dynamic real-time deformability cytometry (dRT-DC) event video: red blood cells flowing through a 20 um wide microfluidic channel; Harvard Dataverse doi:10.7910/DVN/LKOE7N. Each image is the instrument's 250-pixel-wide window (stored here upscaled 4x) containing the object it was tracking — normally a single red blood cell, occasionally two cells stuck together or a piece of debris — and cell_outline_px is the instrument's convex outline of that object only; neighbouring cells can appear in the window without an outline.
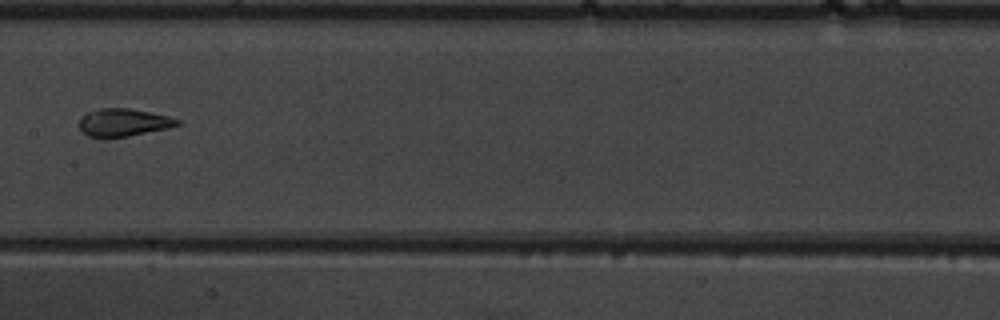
{"species": "common noctule bat (a hibernating species)", "species_latin": "Nyctalus noctula", "temperature_condition": "warm", "stored_images_in_passage": 8, "segment_of_instrument_passage": [2, 2], "camera_frame_rate_fps": 3000, "um_per_image_px": 0.085, "animal": {"sex": "male", "body_mass_g": 19.5, "forearm_length_mm": 54.6}, "frame": {"image": 1, "passage_image": 7, "time_ms": 8.0, "image_size_px": [1000, 320], "cell_outline_px": [[180, 124], [168, 128], [128, 136], [88, 136], [80, 128], [80, 116], [88, 112], [100, 108], [128, 108], [172, 116], [180, 120]], "centroid_in_image_um": [10.53, 10.38], "position_along_channel_um": 196.9, "area_um2": 15.61}}
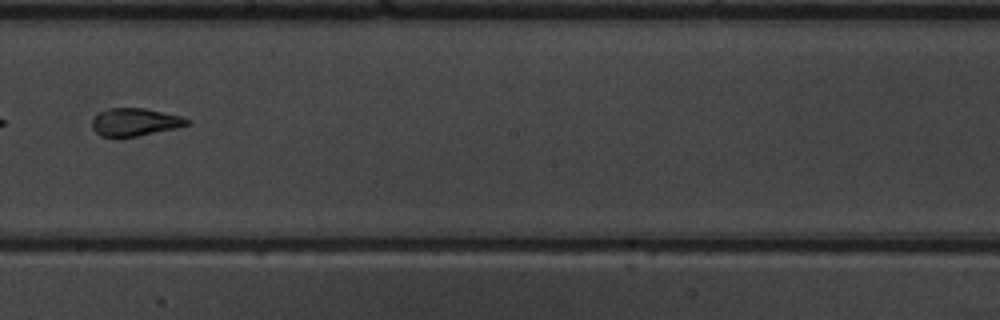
{"frame": {"image": 2, "passage_image": 8, "time_ms": 9.0, "image_size_px": [1000, 320], "cell_outline_px": [[192, 124], [176, 128], [136, 136], [100, 136], [92, 128], [92, 116], [108, 108], [144, 108], [180, 116], [192, 120]], "centroid_in_image_um": [11.48, 10.36], "position_along_channel_um": 236.7, "area_um2": 15.32}}